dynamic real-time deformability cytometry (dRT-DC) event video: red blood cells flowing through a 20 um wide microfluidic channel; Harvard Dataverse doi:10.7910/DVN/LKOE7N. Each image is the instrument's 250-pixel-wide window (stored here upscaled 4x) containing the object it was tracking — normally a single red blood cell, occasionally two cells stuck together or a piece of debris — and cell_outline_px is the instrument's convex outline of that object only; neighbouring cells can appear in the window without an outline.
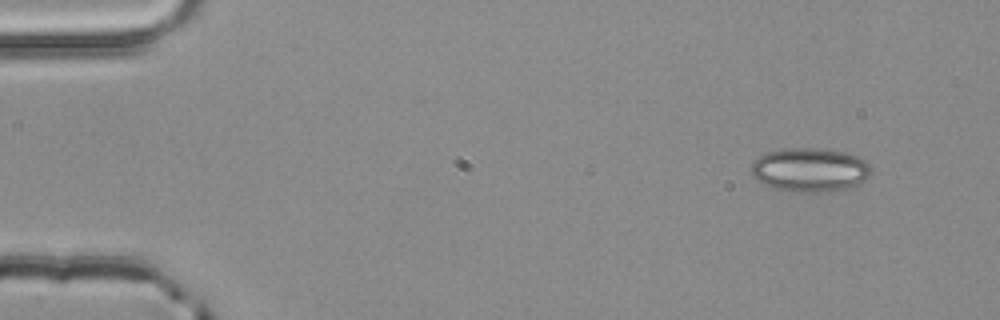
{"species": "common noctule bat (a hibernating species)", "species_latin": "Nyctalus noctula", "temperature_condition": "room temperature", "stored_images_in_passage": 3, "camera_frame_rate_fps": 3000, "um_per_image_px": 0.085, "animal": {"sex": "male", "body_mass_g": 20.4}, "frame": {"image": 1, "passage_image": 1, "time_ms": 0.0, "image_size_px": [1000, 320], "cell_outline_px": [[872, 172], [864, 180], [856, 184], [844, 188], [828, 192], [792, 192], [776, 188], [764, 184], [756, 180], [752, 176], [752, 164], [764, 152], [784, 148], [820, 148], [844, 152], [856, 156], [864, 160], [872, 168]], "centroid_in_image_um": [68.82, 14.43], "position_along_channel_um": 16.2, "area_um2": 30.63}}
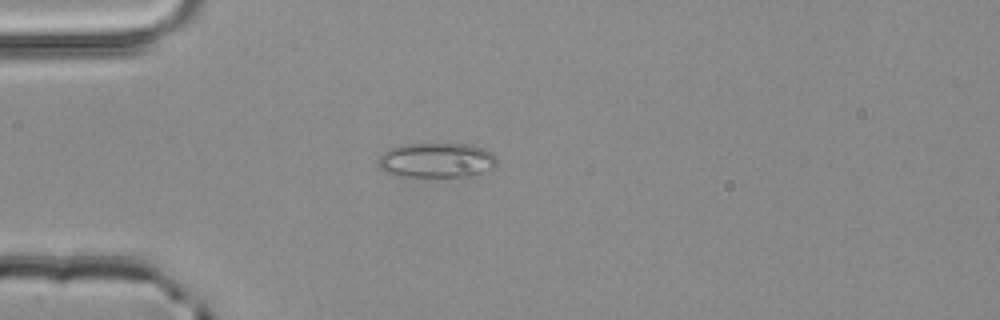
{"frame": {"image": 2, "passage_image": 3, "time_ms": 0.667, "image_size_px": [1000, 320], "cell_outline_px": [[496, 168], [492, 172], [468, 176], [400, 176], [384, 172], [380, 168], [380, 156], [384, 152], [392, 148], [404, 144], [472, 144], [484, 148], [492, 152], [496, 156]], "centroid_in_image_um": [37.21, 13.63], "position_along_channel_um": 47.8, "area_um2": 24.28}}